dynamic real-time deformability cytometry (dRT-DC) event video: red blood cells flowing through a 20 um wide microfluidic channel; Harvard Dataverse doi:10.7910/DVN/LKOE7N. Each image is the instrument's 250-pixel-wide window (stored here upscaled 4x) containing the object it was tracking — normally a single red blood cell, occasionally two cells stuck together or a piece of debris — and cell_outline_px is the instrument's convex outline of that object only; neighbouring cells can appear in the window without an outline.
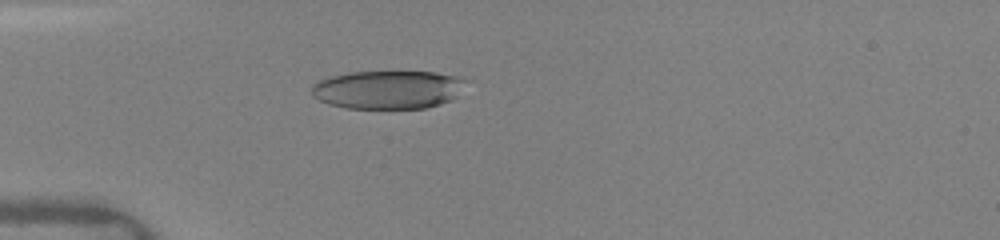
{"species": "human", "species_latin": "Homo sapiens", "temperature_condition": "warm", "stored_images_in_passage": 3, "camera_frame_rate_fps": 3000, "um_per_image_px": 0.085, "donor": {"sex": "female"}, "frame": {"image": 1, "passage_image": 1, "time_ms": 0.0, "image_size_px": [1000, 240], "cell_outline_px": [[468, 80], [452, 100], [440, 104], [424, 108], [348, 108], [328, 104], [312, 96], [312, 84], [320, 80], [332, 76], [352, 72], [432, 72], [452, 76]], "centroid_in_image_um": [32.95, 7.62], "position_along_channel_um": 52.0, "area_um2": 34.16}}
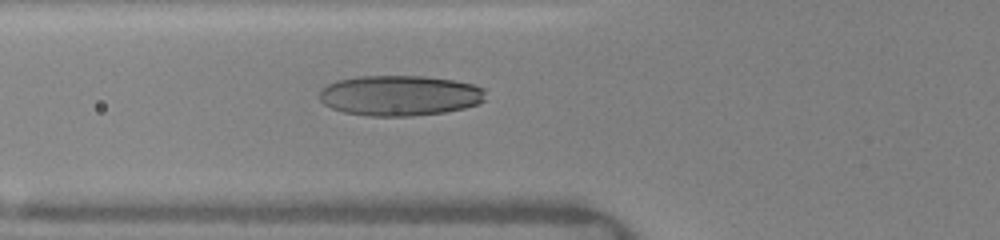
{"frame": {"image": 2, "passage_image": 3, "time_ms": 1.333, "image_size_px": [1000, 240], "cell_outline_px": [[484, 100], [476, 104], [464, 108], [444, 112], [412, 116], [368, 116], [344, 112], [332, 108], [324, 104], [320, 100], [320, 92], [328, 84], [336, 80], [360, 76], [424, 76], [452, 80], [472, 84], [484, 88]], "centroid_in_image_um": [33.97, 8.12], "position_along_channel_um": 91.8, "area_um2": 39.02}}